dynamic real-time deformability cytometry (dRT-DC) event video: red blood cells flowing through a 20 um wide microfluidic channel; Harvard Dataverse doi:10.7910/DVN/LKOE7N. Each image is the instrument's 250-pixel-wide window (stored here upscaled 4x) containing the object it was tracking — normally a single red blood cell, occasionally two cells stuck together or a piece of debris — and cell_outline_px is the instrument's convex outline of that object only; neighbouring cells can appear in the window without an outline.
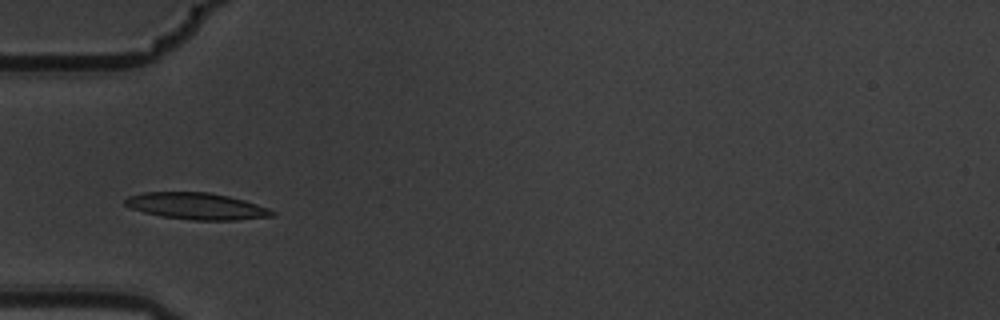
{"species": "common noctule bat (a hibernating species)", "species_latin": "Nyctalus noctula", "temperature_condition": "warm", "stored_images_in_passage": 6, "camera_frame_rate_fps": 3000, "um_per_image_px": 0.085, "animal": {"sex": "male", "body_mass_g": 19.5, "forearm_length_mm": 54.6}, "frame": {"image": 1, "passage_image": 4, "time_ms": 1.0, "image_size_px": [1000, 320], "cell_outline_px": [[276, 216], [236, 220], [192, 220], [160, 216], [144, 212], [132, 208], [124, 204], [124, 200], [128, 196], [144, 192], [208, 192], [228, 196], [244, 200], [268, 208], [276, 212]], "centroid_in_image_um": [16.72, 17.52], "position_along_channel_um": 68.3, "area_um2": 22.83}}
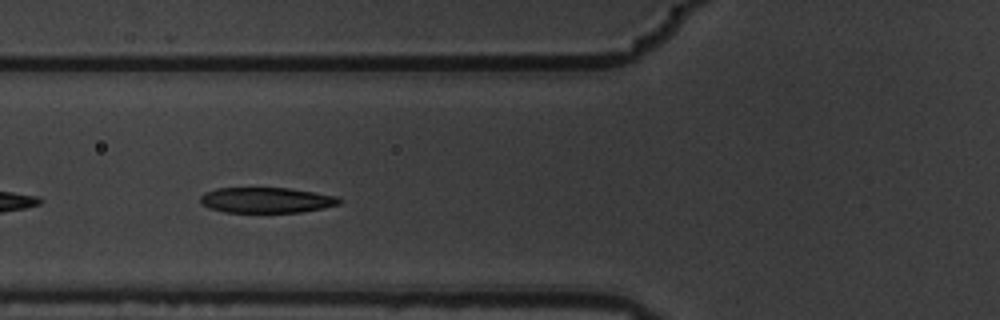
{"frame": {"image": 2, "passage_image": 5, "time_ms": 1.333, "image_size_px": [1000, 320], "cell_outline_px": [[344, 200], [340, 204], [324, 208], [300, 212], [224, 212], [208, 208], [200, 204], [200, 196], [204, 192], [216, 188], [288, 188], [336, 196]], "centroid_in_image_um": [22.62, 17.01], "position_along_channel_um": 103.2, "area_um2": 20.75}}
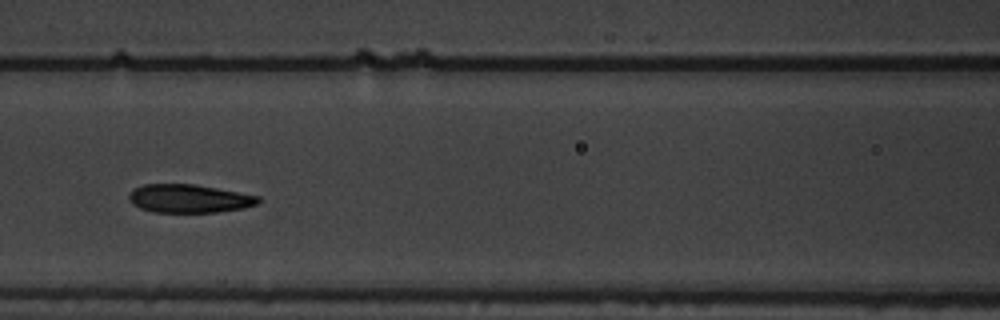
{"frame": {"image": 3, "passage_image": 6, "time_ms": 1.667, "image_size_px": [1000, 320], "cell_outline_px": [[260, 204], [244, 208], [216, 212], [152, 212], [140, 208], [132, 204], [128, 200], [128, 196], [136, 188], [144, 184], [192, 184], [216, 188], [260, 196]], "centroid_in_image_um": [16.09, 16.88], "position_along_channel_um": 150.5, "area_um2": 21.33}}